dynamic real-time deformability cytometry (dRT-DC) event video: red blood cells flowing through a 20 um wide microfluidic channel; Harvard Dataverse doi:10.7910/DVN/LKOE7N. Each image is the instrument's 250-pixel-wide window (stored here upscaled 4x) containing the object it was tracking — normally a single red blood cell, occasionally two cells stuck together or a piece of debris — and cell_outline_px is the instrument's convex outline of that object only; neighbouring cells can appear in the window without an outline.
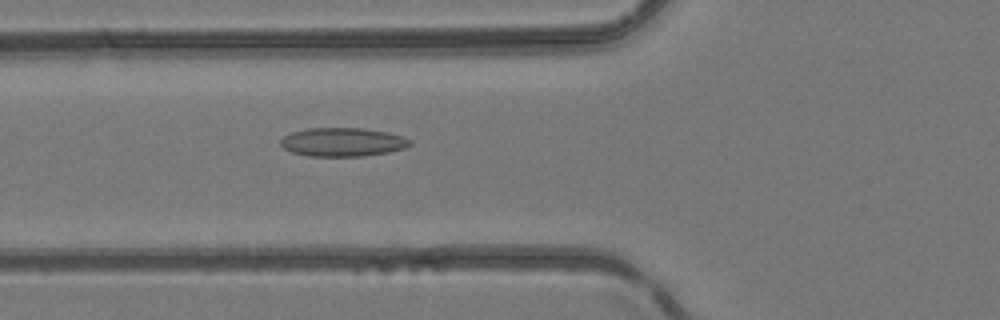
{"species": "common noctule bat (a hibernating species)", "species_latin": "Nyctalus noctula", "temperature_condition": "room temperature", "stored_images_in_passage": 49, "camera_frame_rate_fps": 3000, "um_per_image_px": 0.085, "animal": {"sex": "female", "body_mass_g": 24.6, "forearm_length_mm": 56.2}, "frame": {"image": 1, "passage_image": 19, "time_ms": 6.0, "image_size_px": [1000, 320], "cell_outline_px": [[412, 144], [404, 148], [388, 152], [364, 156], [308, 156], [292, 152], [284, 148], [280, 144], [280, 140], [284, 136], [292, 132], [308, 128], [360, 128], [388, 132], [404, 136], [412, 140]], "centroid_in_image_um": [29.15, 12.07], "position_along_channel_um": 96.7, "area_um2": 21.68}}
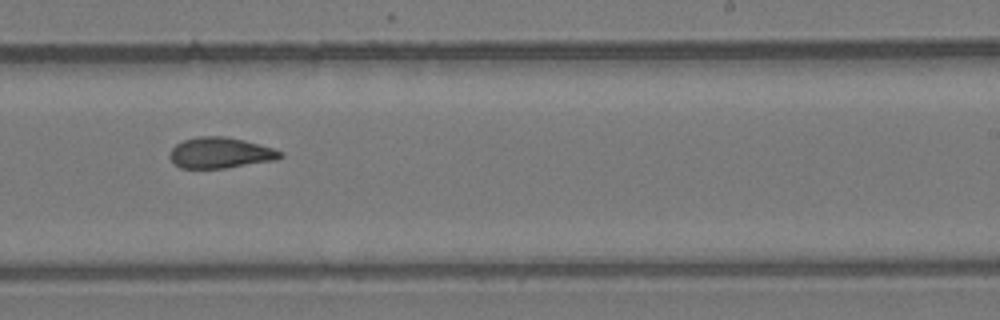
{"frame": {"image": 2, "passage_image": 31, "time_ms": 10.0, "image_size_px": [1000, 320], "cell_outline_px": [[284, 156], [276, 160], [224, 168], [180, 168], [168, 156], [172, 148], [176, 144], [184, 140], [200, 136], [224, 136], [244, 140], [272, 148], [284, 152]], "centroid_in_image_um": [18.74, 12.99], "position_along_channel_um": 270.3, "area_um2": 19.77}}
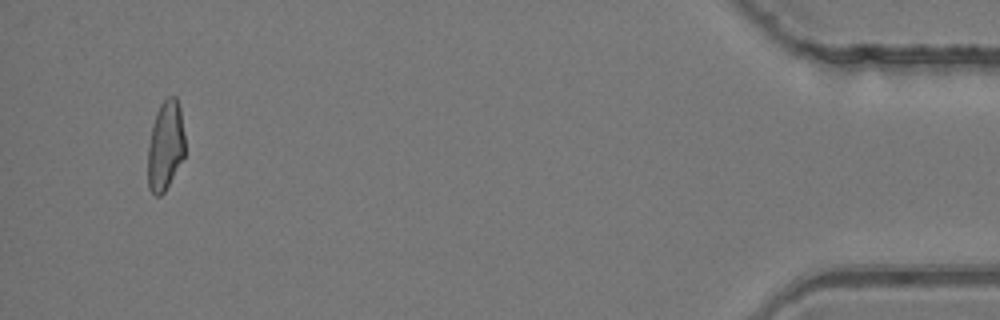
{"frame": {"image": 3, "passage_image": 47, "time_ms": 15.333, "image_size_px": [1000, 320], "cell_outline_px": [[184, 156], [164, 192], [160, 196], [156, 196], [148, 188], [148, 144], [152, 124], [156, 112], [160, 104], [168, 96], [176, 96], [180, 108], [184, 136]], "centroid_in_image_um": [14.04, 12.36], "position_along_channel_um": 421.2, "area_um2": 19.31}}